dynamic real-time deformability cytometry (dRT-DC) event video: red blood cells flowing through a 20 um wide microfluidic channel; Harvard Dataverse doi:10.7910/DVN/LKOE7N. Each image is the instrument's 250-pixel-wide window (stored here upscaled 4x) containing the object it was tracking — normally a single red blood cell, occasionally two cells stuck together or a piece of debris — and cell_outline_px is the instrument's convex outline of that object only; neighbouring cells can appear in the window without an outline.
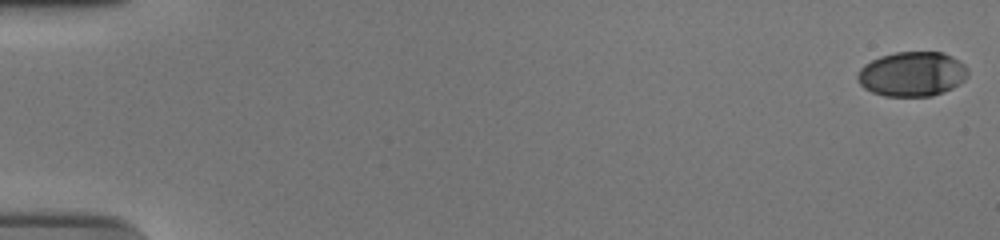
{"species": "human", "species_latin": "Homo sapiens", "temperature_condition": "cold", "stored_images_in_passage": 56, "camera_frame_rate_fps": 3000, "um_per_image_px": 0.085, "donor": {"sex": "male"}, "frame": {"image": 1, "passage_image": 1, "time_ms": 0.0, "image_size_px": [1000, 240], "cell_outline_px": [[968, 76], [960, 84], [944, 92], [932, 96], [884, 96], [872, 92], [864, 88], [856, 80], [856, 76], [860, 68], [864, 64], [880, 56], [896, 52], [944, 52], [960, 60], [968, 68]], "centroid_in_image_um": [77.54, 6.29], "position_along_channel_um": 7.5, "area_um2": 29.07}}
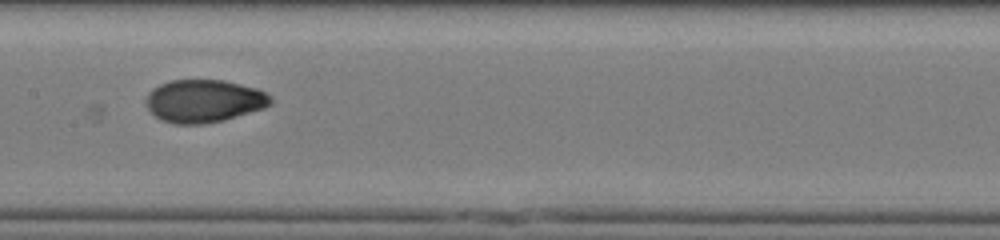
{"frame": {"image": 2, "passage_image": 30, "time_ms": 9.667, "image_size_px": [1000, 240], "cell_outline_px": [[272, 104], [264, 108], [224, 120], [204, 124], [172, 124], [160, 120], [148, 108], [144, 100], [148, 92], [152, 88], [160, 84], [172, 80], [224, 80], [256, 88], [272, 96]], "centroid_in_image_um": [17.32, 8.59], "position_along_channel_um": 190.1, "area_um2": 31.27}}
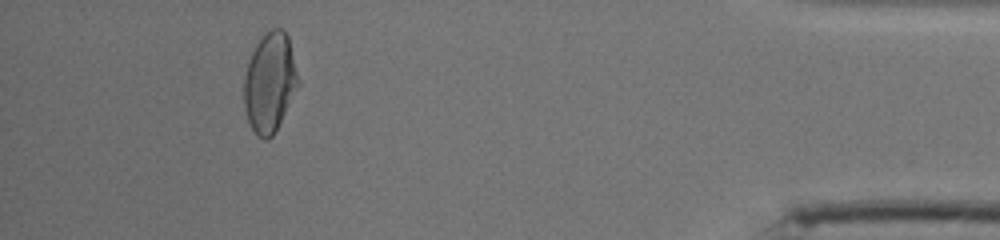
{"frame": {"image": 3, "passage_image": 52, "time_ms": 17.0, "image_size_px": [1000, 240], "cell_outline_px": [[300, 84], [272, 136], [268, 140], [264, 140], [256, 136], [248, 120], [244, 108], [244, 76], [252, 52], [256, 44], [272, 28], [280, 28], [288, 36]], "centroid_in_image_um": [22.93, 7.04], "position_along_channel_um": 412.3, "area_um2": 31.04}, "authors_computed_cell_mechanics": {"area_um2": 30.4317, "velocity_mm_per_s": 3.7454, "shape_relaxation_time_tau1_ms": 4.9114, "shape_relaxation_time_tau2_ms": 1.008, "deformation_change_tau1": 0.1935, "deformation_change_tau2": 0.0287}}